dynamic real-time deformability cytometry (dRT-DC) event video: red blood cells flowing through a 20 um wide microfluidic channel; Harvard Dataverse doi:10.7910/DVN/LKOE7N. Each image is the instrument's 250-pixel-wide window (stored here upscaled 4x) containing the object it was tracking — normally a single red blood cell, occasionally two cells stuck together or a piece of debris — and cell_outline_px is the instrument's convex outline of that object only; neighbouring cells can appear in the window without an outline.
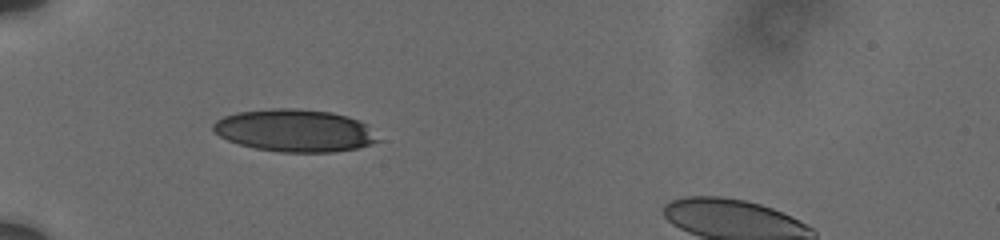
{"species": "human", "species_latin": "Homo sapiens", "temperature_condition": "cold", "stored_images_in_passage": 52, "camera_frame_rate_fps": 3000, "um_per_image_px": 0.085, "donor": {"sex": "male"}, "frame": {"image": 1, "passage_image": 1, "time_ms": 0.0, "image_size_px": [1000, 240], "cell_outline_px": [[384, 140], [360, 148], [336, 152], [280, 152], [256, 148], [240, 144], [228, 140], [212, 132], [212, 124], [216, 120], [224, 116], [236, 112], [272, 108], [296, 108], [332, 112], [348, 116], [364, 124]], "centroid_in_image_um": [25.07, 11.1], "position_along_channel_um": 59.9, "area_um2": 41.1}}
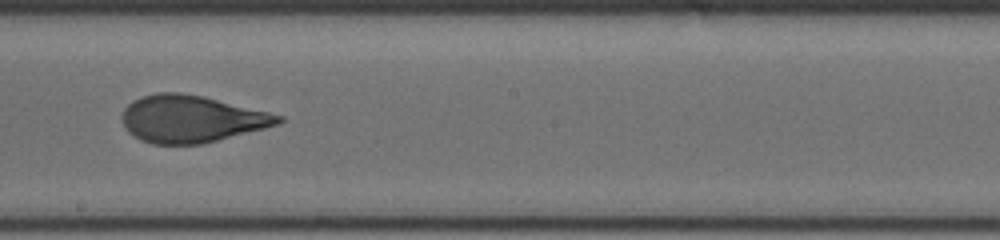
{"frame": {"image": 2, "passage_image": 15, "time_ms": 5.0, "image_size_px": [1000, 240], "cell_outline_px": [[284, 120], [276, 124], [264, 128], [200, 144], [152, 144], [140, 140], [128, 132], [124, 128], [120, 120], [120, 116], [124, 108], [132, 100], [156, 92], [176, 92], [200, 96], [268, 112], [284, 116]], "centroid_in_image_um": [16.17, 10.11], "position_along_channel_um": 232.0, "area_um2": 42.48}}
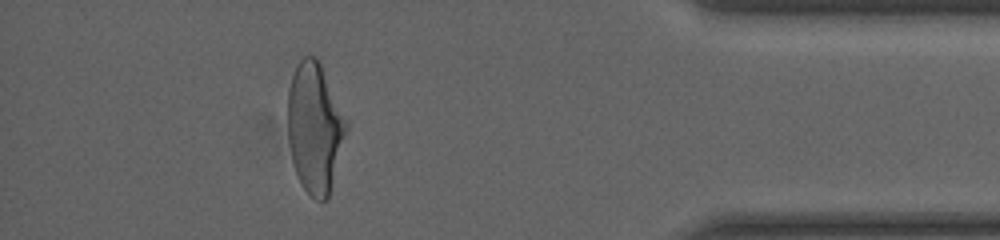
{"frame": {"image": 3, "passage_image": 41, "time_ms": 10.667, "image_size_px": [1000, 240], "cell_outline_px": [[348, 128], [328, 200], [316, 200], [300, 184], [292, 160], [288, 140], [288, 88], [292, 76], [300, 60], [304, 56], [316, 56], [320, 64], [348, 124]], "centroid_in_image_um": [26.75, 10.89], "position_along_channel_um": 408.5, "area_um2": 43.93}, "authors_computed_cell_mechanics": {"area_um2": 43.0032, "velocity_mm_per_s": 3.7302, "shape_relaxation_time_tau1_ms": 4.5102, "shape_relaxation_time_tau2_ms": 0.8916, "deformation_change_tau1": 0.1789, "deformation_change_tau2": 0.0627}}